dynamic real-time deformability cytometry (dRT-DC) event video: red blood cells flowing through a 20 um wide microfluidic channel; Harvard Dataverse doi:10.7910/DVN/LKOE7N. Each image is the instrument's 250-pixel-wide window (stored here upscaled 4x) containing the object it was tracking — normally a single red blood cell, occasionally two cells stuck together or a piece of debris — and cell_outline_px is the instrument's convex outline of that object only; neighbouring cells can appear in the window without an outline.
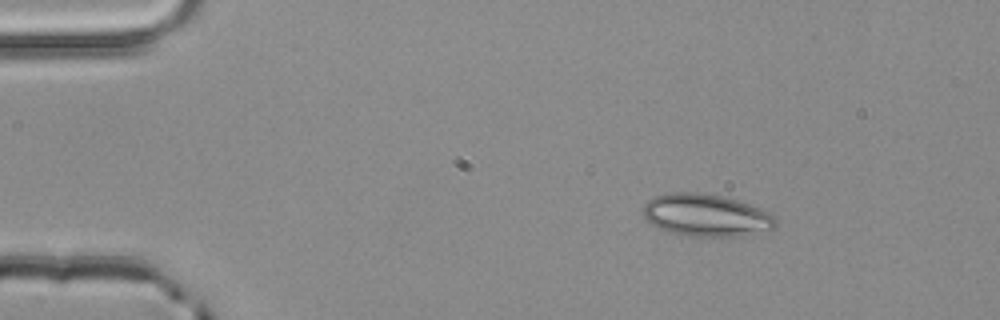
{"species": "common noctule bat (a hibernating species)", "species_latin": "Nyctalus noctula", "temperature_condition": "room temperature", "stored_images_in_passage": 3, "camera_frame_rate_fps": 3000, "um_per_image_px": 0.085, "animal": {"sex": "male", "body_mass_g": 20.4}, "frame": {"image": 1, "passage_image": 1, "time_ms": 0.0, "image_size_px": [1000, 320], "cell_outline_px": [[776, 224], [772, 228], [740, 236], [688, 236], [668, 232], [652, 224], [640, 212], [644, 204], [648, 200], [656, 196], [668, 192], [696, 192], [724, 196], [760, 208], [776, 216]], "centroid_in_image_um": [59.97, 18.28], "position_along_channel_um": 25.0, "area_um2": 32.66}}